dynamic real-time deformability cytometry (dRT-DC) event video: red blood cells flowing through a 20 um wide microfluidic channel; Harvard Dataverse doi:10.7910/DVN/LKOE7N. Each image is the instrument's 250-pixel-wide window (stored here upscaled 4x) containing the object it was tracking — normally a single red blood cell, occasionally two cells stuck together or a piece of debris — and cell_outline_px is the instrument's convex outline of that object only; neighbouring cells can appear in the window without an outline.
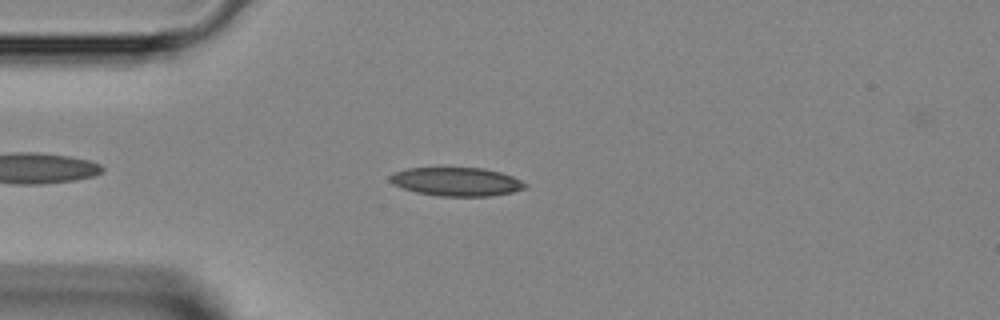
{"species": "Egyptian fruit bat (a non-hibernating species)", "species_latin": "Rousettus aegyptiacus", "temperature_condition": "room temperature", "stored_images_in_passage": 39, "camera_frame_rate_fps": 3000, "um_per_image_px": 0.085, "animal": {"sex": "female"}, "frame": {"image": 1, "passage_image": 6, "time_ms": 1.667, "image_size_px": [1000, 320], "cell_outline_px": [[528, 184], [524, 188], [512, 192], [492, 196], [440, 196], [416, 192], [392, 184], [388, 180], [388, 176], [396, 172], [408, 168], [484, 168], [500, 172], [512, 176]], "centroid_in_image_um": [38.79, 15.44], "position_along_channel_um": 46.2, "area_um2": 22.43}}
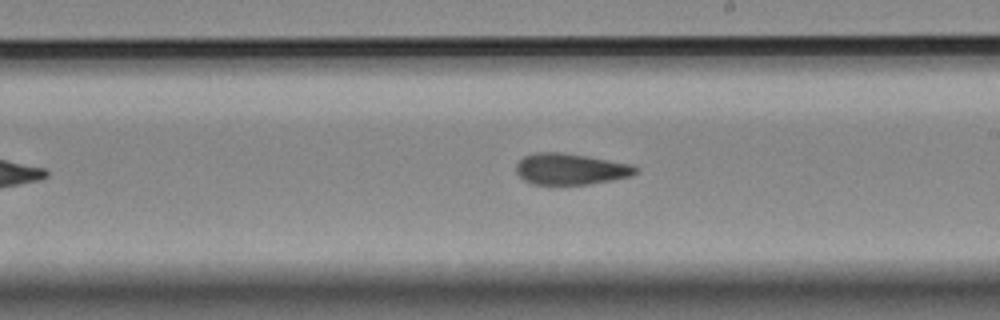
{"frame": {"image": 2, "passage_image": 20, "time_ms": 6.333, "image_size_px": [1000, 320], "cell_outline_px": [[640, 168], [632, 176], [612, 180], [588, 184], [532, 184], [524, 180], [516, 172], [516, 164], [524, 156], [536, 152], [560, 152], [588, 156], [632, 164]], "centroid_in_image_um": [48.51, 14.36], "position_along_channel_um": 240.5, "area_um2": 21.79}}
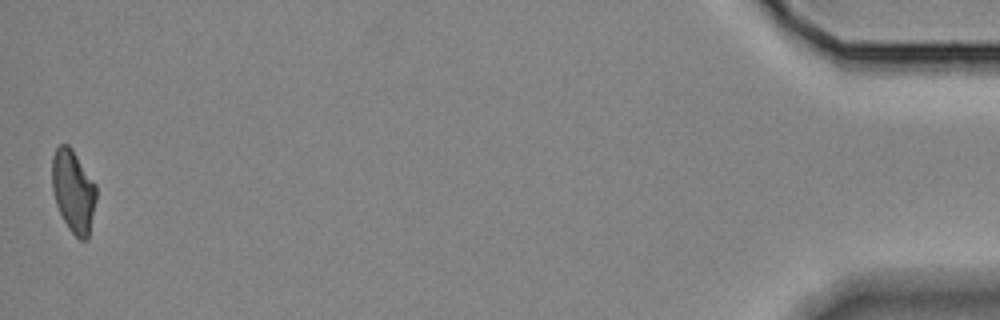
{"frame": {"image": 3, "passage_image": 39, "time_ms": 12.667, "image_size_px": [1000, 320], "cell_outline_px": [[96, 200], [88, 240], [80, 240], [68, 228], [56, 204], [52, 192], [52, 156], [56, 148], [60, 144], [68, 144], [72, 148], [96, 184]], "centroid_in_image_um": [6.23, 16.24], "position_along_channel_um": 429.0, "area_um2": 21.39}}